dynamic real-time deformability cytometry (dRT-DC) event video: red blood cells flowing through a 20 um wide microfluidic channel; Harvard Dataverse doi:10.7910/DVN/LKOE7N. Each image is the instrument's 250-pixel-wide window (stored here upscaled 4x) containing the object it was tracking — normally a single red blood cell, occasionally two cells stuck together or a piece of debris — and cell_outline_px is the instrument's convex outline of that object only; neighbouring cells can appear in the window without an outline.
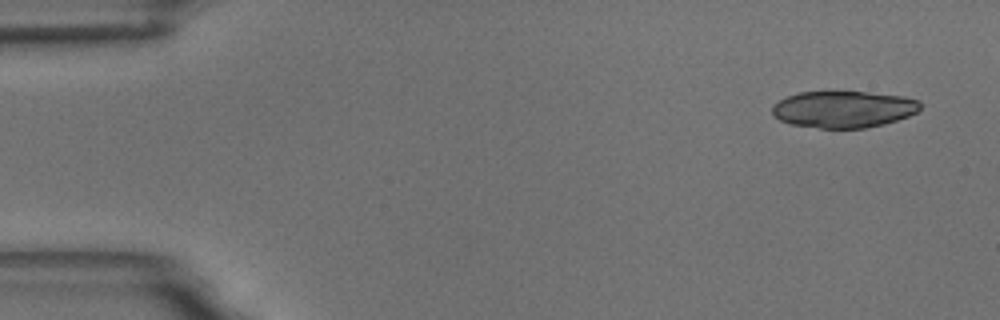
{"species": "common noctule bat (a hibernating species)", "species_latin": "Nyctalus noctula", "temperature_condition": "room temperature", "stored_images_in_passage": 4, "camera_frame_rate_fps": 3000, "um_per_image_px": 0.085, "animal": {"sex": "male", "body_mass_g": 18.8}, "frame": {"image": 1, "passage_image": 1, "time_ms": 0.0, "image_size_px": [1000, 320], "cell_outline_px": [[920, 108], [916, 112], [908, 116], [884, 124], [864, 128], [820, 128], [788, 124], [772, 116], [772, 104], [788, 96], [800, 92], [868, 92], [904, 96], [920, 100]], "centroid_in_image_um": [71.68, 9.29], "position_along_channel_um": 13.3, "area_um2": 31.79}}